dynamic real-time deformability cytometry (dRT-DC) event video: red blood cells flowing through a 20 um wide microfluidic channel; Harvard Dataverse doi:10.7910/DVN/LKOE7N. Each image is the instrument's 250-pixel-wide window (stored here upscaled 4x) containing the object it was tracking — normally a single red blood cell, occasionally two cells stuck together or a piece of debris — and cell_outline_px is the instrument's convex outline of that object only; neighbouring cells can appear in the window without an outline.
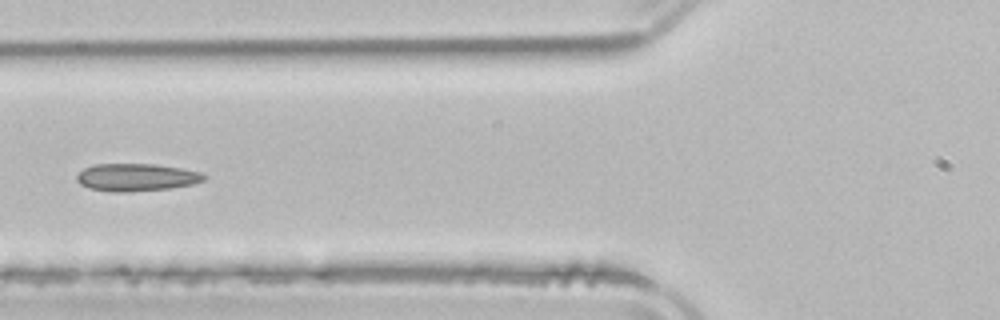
{"species": "common noctule bat (a hibernating species)", "species_latin": "Nyctalus noctula", "temperature_condition": "room temperature", "stored_images_in_passage": 4, "camera_frame_rate_fps": 3000, "um_per_image_px": 0.085, "animal": {"sex": "male", "body_mass_g": 21.5, "forearm_length_mm": 52.0}, "frame": {"image": 1, "passage_image": 4, "time_ms": 5.667, "image_size_px": [1000, 320], "cell_outline_px": [[208, 176], [204, 180], [192, 184], [168, 188], [128, 192], [112, 192], [88, 188], [80, 184], [76, 180], [76, 176], [84, 168], [96, 164], [156, 164], [180, 168], [200, 172]], "centroid_in_image_um": [11.57, 15.07], "position_along_channel_um": 114.2, "area_um2": 20.4}}